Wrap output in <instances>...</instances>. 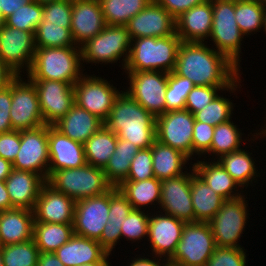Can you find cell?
I'll list each match as a JSON object with an SVG mask.
<instances>
[{"label": "cell", "instance_id": "obj_1", "mask_svg": "<svg viewBox=\"0 0 266 266\" xmlns=\"http://www.w3.org/2000/svg\"><path fill=\"white\" fill-rule=\"evenodd\" d=\"M207 44L181 42L173 72L195 86L230 87L242 75L241 70Z\"/></svg>", "mask_w": 266, "mask_h": 266}, {"label": "cell", "instance_id": "obj_2", "mask_svg": "<svg viewBox=\"0 0 266 266\" xmlns=\"http://www.w3.org/2000/svg\"><path fill=\"white\" fill-rule=\"evenodd\" d=\"M104 125L140 149L151 148L156 140V118L124 90L115 99Z\"/></svg>", "mask_w": 266, "mask_h": 266}, {"label": "cell", "instance_id": "obj_3", "mask_svg": "<svg viewBox=\"0 0 266 266\" xmlns=\"http://www.w3.org/2000/svg\"><path fill=\"white\" fill-rule=\"evenodd\" d=\"M82 63L81 47L36 48L29 80H56L74 85L86 69Z\"/></svg>", "mask_w": 266, "mask_h": 266}, {"label": "cell", "instance_id": "obj_4", "mask_svg": "<svg viewBox=\"0 0 266 266\" xmlns=\"http://www.w3.org/2000/svg\"><path fill=\"white\" fill-rule=\"evenodd\" d=\"M181 39L176 32L165 37L132 39L130 54L124 72L174 71Z\"/></svg>", "mask_w": 266, "mask_h": 266}, {"label": "cell", "instance_id": "obj_5", "mask_svg": "<svg viewBox=\"0 0 266 266\" xmlns=\"http://www.w3.org/2000/svg\"><path fill=\"white\" fill-rule=\"evenodd\" d=\"M46 182L75 202L103 195L112 188L104 170L88 163L78 168L54 171Z\"/></svg>", "mask_w": 266, "mask_h": 266}, {"label": "cell", "instance_id": "obj_6", "mask_svg": "<svg viewBox=\"0 0 266 266\" xmlns=\"http://www.w3.org/2000/svg\"><path fill=\"white\" fill-rule=\"evenodd\" d=\"M212 27L209 42L211 47L224 55L239 70L241 68L240 54L244 35L241 33L235 19V0H212ZM211 39V40H210Z\"/></svg>", "mask_w": 266, "mask_h": 266}, {"label": "cell", "instance_id": "obj_7", "mask_svg": "<svg viewBox=\"0 0 266 266\" xmlns=\"http://www.w3.org/2000/svg\"><path fill=\"white\" fill-rule=\"evenodd\" d=\"M131 42L126 26L106 25L98 35L81 46L82 62L96 66L118 64L119 61L122 62L119 67L124 69L129 58Z\"/></svg>", "mask_w": 266, "mask_h": 266}, {"label": "cell", "instance_id": "obj_8", "mask_svg": "<svg viewBox=\"0 0 266 266\" xmlns=\"http://www.w3.org/2000/svg\"><path fill=\"white\" fill-rule=\"evenodd\" d=\"M246 199L248 197L243 195L224 200L219 211L208 222L216 246L244 248L239 241L251 215L248 211L249 200Z\"/></svg>", "mask_w": 266, "mask_h": 266}, {"label": "cell", "instance_id": "obj_9", "mask_svg": "<svg viewBox=\"0 0 266 266\" xmlns=\"http://www.w3.org/2000/svg\"><path fill=\"white\" fill-rule=\"evenodd\" d=\"M215 248L208 222H186L180 242L168 261L180 266H205Z\"/></svg>", "mask_w": 266, "mask_h": 266}, {"label": "cell", "instance_id": "obj_10", "mask_svg": "<svg viewBox=\"0 0 266 266\" xmlns=\"http://www.w3.org/2000/svg\"><path fill=\"white\" fill-rule=\"evenodd\" d=\"M104 77L85 73L74 84V102L103 122L109 117L115 99L122 92Z\"/></svg>", "mask_w": 266, "mask_h": 266}, {"label": "cell", "instance_id": "obj_11", "mask_svg": "<svg viewBox=\"0 0 266 266\" xmlns=\"http://www.w3.org/2000/svg\"><path fill=\"white\" fill-rule=\"evenodd\" d=\"M24 77L17 75L11 81L10 119L15 131L32 130L45 125L37 90L34 84Z\"/></svg>", "mask_w": 266, "mask_h": 266}, {"label": "cell", "instance_id": "obj_12", "mask_svg": "<svg viewBox=\"0 0 266 266\" xmlns=\"http://www.w3.org/2000/svg\"><path fill=\"white\" fill-rule=\"evenodd\" d=\"M125 73L129 87L122 89L155 118L164 114L169 73L160 71Z\"/></svg>", "mask_w": 266, "mask_h": 266}, {"label": "cell", "instance_id": "obj_13", "mask_svg": "<svg viewBox=\"0 0 266 266\" xmlns=\"http://www.w3.org/2000/svg\"><path fill=\"white\" fill-rule=\"evenodd\" d=\"M34 34L5 24L0 30V59L16 75L30 70L36 51Z\"/></svg>", "mask_w": 266, "mask_h": 266}, {"label": "cell", "instance_id": "obj_14", "mask_svg": "<svg viewBox=\"0 0 266 266\" xmlns=\"http://www.w3.org/2000/svg\"><path fill=\"white\" fill-rule=\"evenodd\" d=\"M194 115L186 109L165 112L156 117V140L193 159Z\"/></svg>", "mask_w": 266, "mask_h": 266}, {"label": "cell", "instance_id": "obj_15", "mask_svg": "<svg viewBox=\"0 0 266 266\" xmlns=\"http://www.w3.org/2000/svg\"><path fill=\"white\" fill-rule=\"evenodd\" d=\"M12 165L17 170L37 173L47 181L49 167L48 125L20 131V149Z\"/></svg>", "mask_w": 266, "mask_h": 266}, {"label": "cell", "instance_id": "obj_16", "mask_svg": "<svg viewBox=\"0 0 266 266\" xmlns=\"http://www.w3.org/2000/svg\"><path fill=\"white\" fill-rule=\"evenodd\" d=\"M189 172L161 180V198L159 210L185 222H195V213L191 196V177L195 173L189 165Z\"/></svg>", "mask_w": 266, "mask_h": 266}, {"label": "cell", "instance_id": "obj_17", "mask_svg": "<svg viewBox=\"0 0 266 266\" xmlns=\"http://www.w3.org/2000/svg\"><path fill=\"white\" fill-rule=\"evenodd\" d=\"M38 94L45 125L53 126L72 107L74 85L56 80H30Z\"/></svg>", "mask_w": 266, "mask_h": 266}, {"label": "cell", "instance_id": "obj_18", "mask_svg": "<svg viewBox=\"0 0 266 266\" xmlns=\"http://www.w3.org/2000/svg\"><path fill=\"white\" fill-rule=\"evenodd\" d=\"M159 212V213H158ZM158 213V214H157ZM185 221L160 211H152L148 223V247L151 255L169 260L180 242Z\"/></svg>", "mask_w": 266, "mask_h": 266}, {"label": "cell", "instance_id": "obj_19", "mask_svg": "<svg viewBox=\"0 0 266 266\" xmlns=\"http://www.w3.org/2000/svg\"><path fill=\"white\" fill-rule=\"evenodd\" d=\"M108 214L109 191L100 196L76 201L73 221L74 234L98 241L109 220Z\"/></svg>", "mask_w": 266, "mask_h": 266}, {"label": "cell", "instance_id": "obj_20", "mask_svg": "<svg viewBox=\"0 0 266 266\" xmlns=\"http://www.w3.org/2000/svg\"><path fill=\"white\" fill-rule=\"evenodd\" d=\"M130 38L165 37L176 32L175 18L156 0L151 2L126 25Z\"/></svg>", "mask_w": 266, "mask_h": 266}, {"label": "cell", "instance_id": "obj_21", "mask_svg": "<svg viewBox=\"0 0 266 266\" xmlns=\"http://www.w3.org/2000/svg\"><path fill=\"white\" fill-rule=\"evenodd\" d=\"M75 203L72 198L55 190L46 182L33 210L34 222L73 224Z\"/></svg>", "mask_w": 266, "mask_h": 266}, {"label": "cell", "instance_id": "obj_22", "mask_svg": "<svg viewBox=\"0 0 266 266\" xmlns=\"http://www.w3.org/2000/svg\"><path fill=\"white\" fill-rule=\"evenodd\" d=\"M106 27L99 0L72 2L71 35L76 46L81 47Z\"/></svg>", "mask_w": 266, "mask_h": 266}, {"label": "cell", "instance_id": "obj_23", "mask_svg": "<svg viewBox=\"0 0 266 266\" xmlns=\"http://www.w3.org/2000/svg\"><path fill=\"white\" fill-rule=\"evenodd\" d=\"M49 167L48 177L57 170L72 169L87 164L84 144L48 126Z\"/></svg>", "mask_w": 266, "mask_h": 266}, {"label": "cell", "instance_id": "obj_24", "mask_svg": "<svg viewBox=\"0 0 266 266\" xmlns=\"http://www.w3.org/2000/svg\"><path fill=\"white\" fill-rule=\"evenodd\" d=\"M212 16V0L193 6L175 19L176 34L182 42L205 43L211 34Z\"/></svg>", "mask_w": 266, "mask_h": 266}, {"label": "cell", "instance_id": "obj_25", "mask_svg": "<svg viewBox=\"0 0 266 266\" xmlns=\"http://www.w3.org/2000/svg\"><path fill=\"white\" fill-rule=\"evenodd\" d=\"M14 208L34 210L46 180L37 173L14 169L4 181Z\"/></svg>", "mask_w": 266, "mask_h": 266}, {"label": "cell", "instance_id": "obj_26", "mask_svg": "<svg viewBox=\"0 0 266 266\" xmlns=\"http://www.w3.org/2000/svg\"><path fill=\"white\" fill-rule=\"evenodd\" d=\"M64 266H80L95 262H109V254L97 240L74 234L55 252Z\"/></svg>", "mask_w": 266, "mask_h": 266}, {"label": "cell", "instance_id": "obj_27", "mask_svg": "<svg viewBox=\"0 0 266 266\" xmlns=\"http://www.w3.org/2000/svg\"><path fill=\"white\" fill-rule=\"evenodd\" d=\"M132 210L133 207L126 196L118 187H112L109 190V220L98 240L100 245L111 255L116 248L115 246L121 242V225Z\"/></svg>", "mask_w": 266, "mask_h": 266}, {"label": "cell", "instance_id": "obj_28", "mask_svg": "<svg viewBox=\"0 0 266 266\" xmlns=\"http://www.w3.org/2000/svg\"><path fill=\"white\" fill-rule=\"evenodd\" d=\"M34 213L25 208L0 212V246L23 243L33 239Z\"/></svg>", "mask_w": 266, "mask_h": 266}, {"label": "cell", "instance_id": "obj_29", "mask_svg": "<svg viewBox=\"0 0 266 266\" xmlns=\"http://www.w3.org/2000/svg\"><path fill=\"white\" fill-rule=\"evenodd\" d=\"M207 159L194 160L196 162L192 166L195 173L225 200L243 196L245 192L223 166L217 160Z\"/></svg>", "mask_w": 266, "mask_h": 266}, {"label": "cell", "instance_id": "obj_30", "mask_svg": "<svg viewBox=\"0 0 266 266\" xmlns=\"http://www.w3.org/2000/svg\"><path fill=\"white\" fill-rule=\"evenodd\" d=\"M103 124L96 115L74 103L53 126L70 139L84 144Z\"/></svg>", "mask_w": 266, "mask_h": 266}, {"label": "cell", "instance_id": "obj_31", "mask_svg": "<svg viewBox=\"0 0 266 266\" xmlns=\"http://www.w3.org/2000/svg\"><path fill=\"white\" fill-rule=\"evenodd\" d=\"M231 120L232 119L228 120L227 122L220 123L214 128L211 148L210 151L206 154L207 156L205 155L204 158L212 156L211 160H217L224 154H229L233 151L240 150L242 147L241 145H244V143H241L243 141L248 140V142L250 143V141L254 142L257 139L259 141L261 139L264 140V138L266 137V123L264 126H261V129L255 130L254 132L257 131L256 133L253 132V134L251 135L253 139L251 136L250 139H248L249 137H246L245 139L243 137L245 133L243 134L238 125L235 124V122L233 123V121Z\"/></svg>", "mask_w": 266, "mask_h": 266}, {"label": "cell", "instance_id": "obj_32", "mask_svg": "<svg viewBox=\"0 0 266 266\" xmlns=\"http://www.w3.org/2000/svg\"><path fill=\"white\" fill-rule=\"evenodd\" d=\"M151 153L154 177L160 181L186 173L189 170L186 165H192L193 163L181 151L162 144L157 140L151 146Z\"/></svg>", "mask_w": 266, "mask_h": 266}, {"label": "cell", "instance_id": "obj_33", "mask_svg": "<svg viewBox=\"0 0 266 266\" xmlns=\"http://www.w3.org/2000/svg\"><path fill=\"white\" fill-rule=\"evenodd\" d=\"M245 150L246 149L241 148L240 150L233 151L229 154H224L217 159L243 190L244 188H250V186H256V184H258L257 178H260L261 176L259 173L260 169L259 171L257 170L258 166L256 165L258 164L255 163L256 159L254 158V155L252 152Z\"/></svg>", "mask_w": 266, "mask_h": 266}, {"label": "cell", "instance_id": "obj_34", "mask_svg": "<svg viewBox=\"0 0 266 266\" xmlns=\"http://www.w3.org/2000/svg\"><path fill=\"white\" fill-rule=\"evenodd\" d=\"M118 188L126 196L133 209L146 210L148 208L149 212L159 209L161 198L159 179L153 177L143 181H124ZM151 207L154 210L150 211Z\"/></svg>", "mask_w": 266, "mask_h": 266}, {"label": "cell", "instance_id": "obj_35", "mask_svg": "<svg viewBox=\"0 0 266 266\" xmlns=\"http://www.w3.org/2000/svg\"><path fill=\"white\" fill-rule=\"evenodd\" d=\"M191 196L195 222H209L225 200L214 192L196 173L191 177Z\"/></svg>", "mask_w": 266, "mask_h": 266}, {"label": "cell", "instance_id": "obj_36", "mask_svg": "<svg viewBox=\"0 0 266 266\" xmlns=\"http://www.w3.org/2000/svg\"><path fill=\"white\" fill-rule=\"evenodd\" d=\"M117 135L104 124L85 143V157L89 165L104 169L115 152Z\"/></svg>", "mask_w": 266, "mask_h": 266}, {"label": "cell", "instance_id": "obj_37", "mask_svg": "<svg viewBox=\"0 0 266 266\" xmlns=\"http://www.w3.org/2000/svg\"><path fill=\"white\" fill-rule=\"evenodd\" d=\"M139 150L140 148L131 142L117 139L115 152L103 169L106 180L112 187H119L126 180L130 164Z\"/></svg>", "mask_w": 266, "mask_h": 266}, {"label": "cell", "instance_id": "obj_38", "mask_svg": "<svg viewBox=\"0 0 266 266\" xmlns=\"http://www.w3.org/2000/svg\"><path fill=\"white\" fill-rule=\"evenodd\" d=\"M73 235V224L34 222L33 239L39 252L54 253Z\"/></svg>", "mask_w": 266, "mask_h": 266}, {"label": "cell", "instance_id": "obj_39", "mask_svg": "<svg viewBox=\"0 0 266 266\" xmlns=\"http://www.w3.org/2000/svg\"><path fill=\"white\" fill-rule=\"evenodd\" d=\"M266 6L259 0H235V19L245 37L263 28Z\"/></svg>", "mask_w": 266, "mask_h": 266}, {"label": "cell", "instance_id": "obj_40", "mask_svg": "<svg viewBox=\"0 0 266 266\" xmlns=\"http://www.w3.org/2000/svg\"><path fill=\"white\" fill-rule=\"evenodd\" d=\"M106 25L126 26L151 0H99Z\"/></svg>", "mask_w": 266, "mask_h": 266}, {"label": "cell", "instance_id": "obj_41", "mask_svg": "<svg viewBox=\"0 0 266 266\" xmlns=\"http://www.w3.org/2000/svg\"><path fill=\"white\" fill-rule=\"evenodd\" d=\"M4 266H37L39 249L34 239L0 246Z\"/></svg>", "mask_w": 266, "mask_h": 266}, {"label": "cell", "instance_id": "obj_42", "mask_svg": "<svg viewBox=\"0 0 266 266\" xmlns=\"http://www.w3.org/2000/svg\"><path fill=\"white\" fill-rule=\"evenodd\" d=\"M35 47H79L76 46L70 28L62 25L40 23L35 31Z\"/></svg>", "mask_w": 266, "mask_h": 266}, {"label": "cell", "instance_id": "obj_43", "mask_svg": "<svg viewBox=\"0 0 266 266\" xmlns=\"http://www.w3.org/2000/svg\"><path fill=\"white\" fill-rule=\"evenodd\" d=\"M241 81L240 76L230 87L194 86L187 96L184 109L194 115L210 104L220 92L223 93L222 91H225V93L227 91L230 94L234 93L235 95L238 92V88L240 89L243 86Z\"/></svg>", "mask_w": 266, "mask_h": 266}, {"label": "cell", "instance_id": "obj_44", "mask_svg": "<svg viewBox=\"0 0 266 266\" xmlns=\"http://www.w3.org/2000/svg\"><path fill=\"white\" fill-rule=\"evenodd\" d=\"M43 4L33 0L4 19V24L23 31L34 32L42 21Z\"/></svg>", "mask_w": 266, "mask_h": 266}, {"label": "cell", "instance_id": "obj_45", "mask_svg": "<svg viewBox=\"0 0 266 266\" xmlns=\"http://www.w3.org/2000/svg\"><path fill=\"white\" fill-rule=\"evenodd\" d=\"M234 107L232 100L219 93L210 104L194 114L195 121L216 127L220 123L227 122L233 118Z\"/></svg>", "mask_w": 266, "mask_h": 266}, {"label": "cell", "instance_id": "obj_46", "mask_svg": "<svg viewBox=\"0 0 266 266\" xmlns=\"http://www.w3.org/2000/svg\"><path fill=\"white\" fill-rule=\"evenodd\" d=\"M194 86L188 78L176 75L173 71L169 73L165 94V112L183 110L187 96Z\"/></svg>", "mask_w": 266, "mask_h": 266}, {"label": "cell", "instance_id": "obj_47", "mask_svg": "<svg viewBox=\"0 0 266 266\" xmlns=\"http://www.w3.org/2000/svg\"><path fill=\"white\" fill-rule=\"evenodd\" d=\"M148 212V209L146 212L145 210L133 209L121 225L122 238L124 237L126 241H131V244L136 241L139 243L142 242L143 239H148V223L150 216Z\"/></svg>", "mask_w": 266, "mask_h": 266}, {"label": "cell", "instance_id": "obj_48", "mask_svg": "<svg viewBox=\"0 0 266 266\" xmlns=\"http://www.w3.org/2000/svg\"><path fill=\"white\" fill-rule=\"evenodd\" d=\"M72 1L55 0L43 3V17L41 23L71 27Z\"/></svg>", "mask_w": 266, "mask_h": 266}, {"label": "cell", "instance_id": "obj_49", "mask_svg": "<svg viewBox=\"0 0 266 266\" xmlns=\"http://www.w3.org/2000/svg\"><path fill=\"white\" fill-rule=\"evenodd\" d=\"M247 249L216 246L205 266H247Z\"/></svg>", "mask_w": 266, "mask_h": 266}, {"label": "cell", "instance_id": "obj_50", "mask_svg": "<svg viewBox=\"0 0 266 266\" xmlns=\"http://www.w3.org/2000/svg\"><path fill=\"white\" fill-rule=\"evenodd\" d=\"M154 177L151 148L140 149L134 156L125 181H143Z\"/></svg>", "mask_w": 266, "mask_h": 266}, {"label": "cell", "instance_id": "obj_51", "mask_svg": "<svg viewBox=\"0 0 266 266\" xmlns=\"http://www.w3.org/2000/svg\"><path fill=\"white\" fill-rule=\"evenodd\" d=\"M214 128L207 123L195 121L192 136L194 159L202 158L210 151Z\"/></svg>", "mask_w": 266, "mask_h": 266}, {"label": "cell", "instance_id": "obj_52", "mask_svg": "<svg viewBox=\"0 0 266 266\" xmlns=\"http://www.w3.org/2000/svg\"><path fill=\"white\" fill-rule=\"evenodd\" d=\"M20 149V131L0 134V157L13 163Z\"/></svg>", "mask_w": 266, "mask_h": 266}, {"label": "cell", "instance_id": "obj_53", "mask_svg": "<svg viewBox=\"0 0 266 266\" xmlns=\"http://www.w3.org/2000/svg\"><path fill=\"white\" fill-rule=\"evenodd\" d=\"M12 102L11 82L0 89V134L12 131L10 107Z\"/></svg>", "mask_w": 266, "mask_h": 266}, {"label": "cell", "instance_id": "obj_54", "mask_svg": "<svg viewBox=\"0 0 266 266\" xmlns=\"http://www.w3.org/2000/svg\"><path fill=\"white\" fill-rule=\"evenodd\" d=\"M175 19L182 13L207 0H156Z\"/></svg>", "mask_w": 266, "mask_h": 266}, {"label": "cell", "instance_id": "obj_55", "mask_svg": "<svg viewBox=\"0 0 266 266\" xmlns=\"http://www.w3.org/2000/svg\"><path fill=\"white\" fill-rule=\"evenodd\" d=\"M146 255L147 257H144ZM146 255L145 253L143 254V256L142 254L140 255L137 254L135 257L131 258L130 260L131 262H128V265L126 266H164L168 262L167 259L162 257H158L155 255H152L151 257V255H148L147 253Z\"/></svg>", "mask_w": 266, "mask_h": 266}, {"label": "cell", "instance_id": "obj_56", "mask_svg": "<svg viewBox=\"0 0 266 266\" xmlns=\"http://www.w3.org/2000/svg\"><path fill=\"white\" fill-rule=\"evenodd\" d=\"M32 1L33 0H0L1 17L5 19L18 8Z\"/></svg>", "mask_w": 266, "mask_h": 266}, {"label": "cell", "instance_id": "obj_57", "mask_svg": "<svg viewBox=\"0 0 266 266\" xmlns=\"http://www.w3.org/2000/svg\"><path fill=\"white\" fill-rule=\"evenodd\" d=\"M37 266H64L55 253L40 252Z\"/></svg>", "mask_w": 266, "mask_h": 266}, {"label": "cell", "instance_id": "obj_58", "mask_svg": "<svg viewBox=\"0 0 266 266\" xmlns=\"http://www.w3.org/2000/svg\"><path fill=\"white\" fill-rule=\"evenodd\" d=\"M16 76L0 59V89L7 86Z\"/></svg>", "mask_w": 266, "mask_h": 266}, {"label": "cell", "instance_id": "obj_59", "mask_svg": "<svg viewBox=\"0 0 266 266\" xmlns=\"http://www.w3.org/2000/svg\"><path fill=\"white\" fill-rule=\"evenodd\" d=\"M4 181H0V212L13 209Z\"/></svg>", "mask_w": 266, "mask_h": 266}, {"label": "cell", "instance_id": "obj_60", "mask_svg": "<svg viewBox=\"0 0 266 266\" xmlns=\"http://www.w3.org/2000/svg\"><path fill=\"white\" fill-rule=\"evenodd\" d=\"M13 170L11 162L0 157V181H5Z\"/></svg>", "mask_w": 266, "mask_h": 266}, {"label": "cell", "instance_id": "obj_61", "mask_svg": "<svg viewBox=\"0 0 266 266\" xmlns=\"http://www.w3.org/2000/svg\"><path fill=\"white\" fill-rule=\"evenodd\" d=\"M111 262H95V263H89V264H83L80 266H112Z\"/></svg>", "mask_w": 266, "mask_h": 266}, {"label": "cell", "instance_id": "obj_62", "mask_svg": "<svg viewBox=\"0 0 266 266\" xmlns=\"http://www.w3.org/2000/svg\"><path fill=\"white\" fill-rule=\"evenodd\" d=\"M263 31L266 34V12H265V16H264V22H263ZM266 36V35H265Z\"/></svg>", "mask_w": 266, "mask_h": 266}, {"label": "cell", "instance_id": "obj_63", "mask_svg": "<svg viewBox=\"0 0 266 266\" xmlns=\"http://www.w3.org/2000/svg\"><path fill=\"white\" fill-rule=\"evenodd\" d=\"M164 266H180V265H177L175 263H172V262H167Z\"/></svg>", "mask_w": 266, "mask_h": 266}, {"label": "cell", "instance_id": "obj_64", "mask_svg": "<svg viewBox=\"0 0 266 266\" xmlns=\"http://www.w3.org/2000/svg\"><path fill=\"white\" fill-rule=\"evenodd\" d=\"M3 25H4V19L0 15V30L2 29Z\"/></svg>", "mask_w": 266, "mask_h": 266}, {"label": "cell", "instance_id": "obj_65", "mask_svg": "<svg viewBox=\"0 0 266 266\" xmlns=\"http://www.w3.org/2000/svg\"><path fill=\"white\" fill-rule=\"evenodd\" d=\"M38 1L39 3H46V2H50V1H55V0H35Z\"/></svg>", "mask_w": 266, "mask_h": 266}, {"label": "cell", "instance_id": "obj_66", "mask_svg": "<svg viewBox=\"0 0 266 266\" xmlns=\"http://www.w3.org/2000/svg\"><path fill=\"white\" fill-rule=\"evenodd\" d=\"M0 266H4L2 261L1 249H0Z\"/></svg>", "mask_w": 266, "mask_h": 266}, {"label": "cell", "instance_id": "obj_67", "mask_svg": "<svg viewBox=\"0 0 266 266\" xmlns=\"http://www.w3.org/2000/svg\"><path fill=\"white\" fill-rule=\"evenodd\" d=\"M259 1L266 6V0H259Z\"/></svg>", "mask_w": 266, "mask_h": 266}]
</instances>
